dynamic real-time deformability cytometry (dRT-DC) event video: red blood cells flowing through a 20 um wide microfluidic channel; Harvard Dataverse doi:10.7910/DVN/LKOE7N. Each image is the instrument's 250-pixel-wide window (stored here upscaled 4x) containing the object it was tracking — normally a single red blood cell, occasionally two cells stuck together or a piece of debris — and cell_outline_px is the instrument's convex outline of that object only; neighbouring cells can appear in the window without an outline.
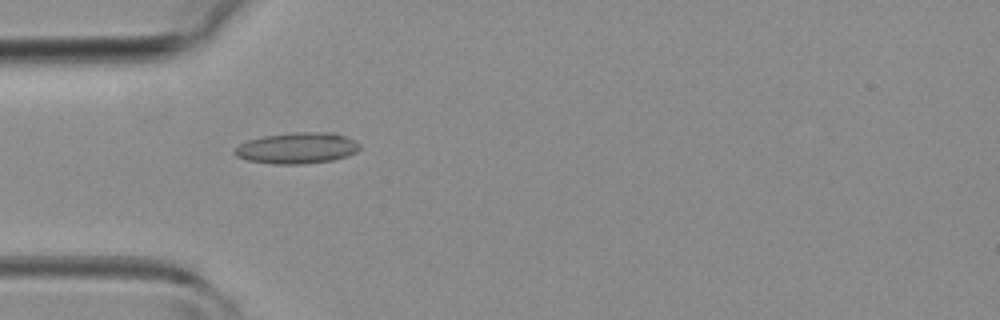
{"species": "common noctule bat (a hibernating species)", "species_latin": "Nyctalus noctula", "temperature_condition": "room temperature", "stored_images_in_passage": 34, "camera_frame_rate_fps": 3000, "um_per_image_px": 0.085, "animal": {"sex": "female", "body_mass_g": 19.3, "forearm_length_mm": 54.1}, "frame": {"image": 1, "passage_image": 12, "time_ms": 3.667, "image_size_px": [1000, 320], "cell_outline_px": [[360, 148], [356, 152], [348, 156], [332, 160], [304, 164], [272, 164], [248, 160], [236, 156], [232, 152], [232, 148], [248, 140], [264, 136], [300, 132], [332, 132], [344, 136], [360, 144]], "centroid_in_image_um": [25.23, 12.59], "position_along_channel_um": 59.8, "area_um2": 22.66}}
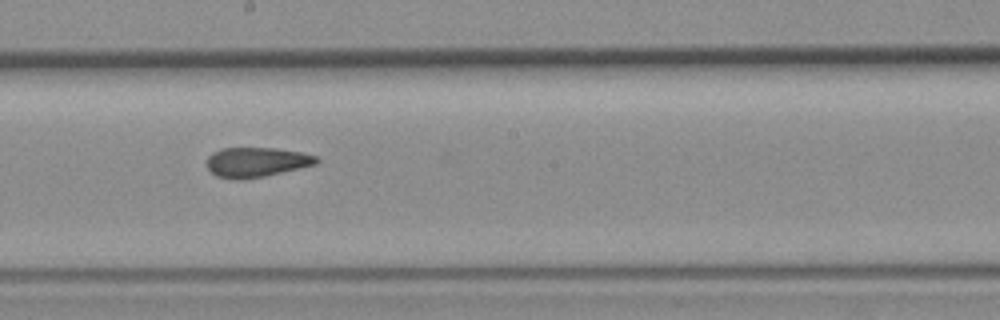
{"frame": {"image": 2, "passage_image": 23, "time_ms": 7.333, "image_size_px": [1000, 320], "cell_outline_px": [[320, 160], [316, 164], [264, 176], [240, 180], [236, 180], [216, 176], [208, 168], [208, 156], [212, 152], [224, 148], [276, 148], [304, 152], [316, 156]], "centroid_in_image_um": [21.81, 13.77], "position_along_channel_um": 226.4, "area_um2": 18.96}}
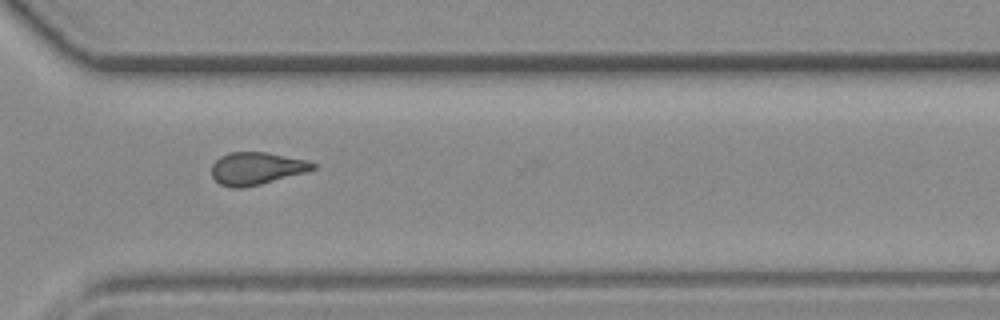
{"frame": {"image": 3, "passage_image": 31, "time_ms": 10.0, "image_size_px": [1000, 320], "cell_outline_px": [[316, 168], [308, 172], [260, 184], [240, 188], [232, 188], [220, 184], [212, 176], [212, 164], [220, 156], [232, 152], [264, 152], [308, 160], [316, 164]], "centroid_in_image_um": [21.82, 14.32], "position_along_channel_um": 348.8, "area_um2": 19.13}}